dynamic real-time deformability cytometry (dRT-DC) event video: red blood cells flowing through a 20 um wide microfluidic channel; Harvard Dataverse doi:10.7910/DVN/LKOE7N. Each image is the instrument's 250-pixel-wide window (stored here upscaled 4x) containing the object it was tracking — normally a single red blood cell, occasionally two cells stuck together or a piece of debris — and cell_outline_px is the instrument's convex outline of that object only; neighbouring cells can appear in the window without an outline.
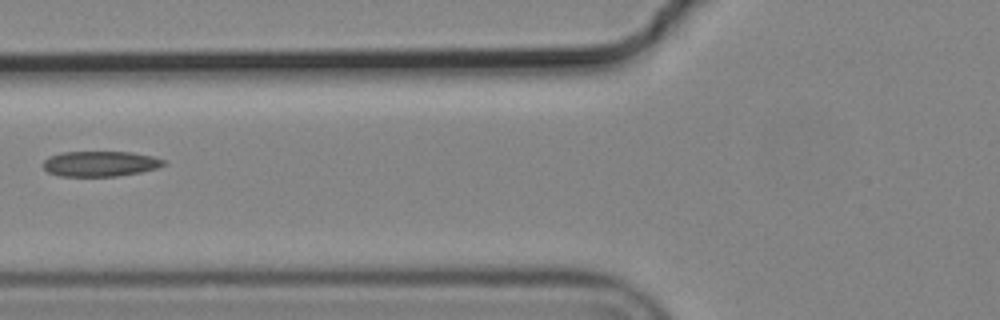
{"species": "common noctule bat (a hibernating species)", "species_latin": "Nyctalus noctula", "temperature_condition": "cold", "stored_images_in_passage": 3, "camera_frame_rate_fps": 3000, "um_per_image_px": 0.085, "animal": {"sex": "male", "body_mass_g": 19.2, "forearm_length_mm": 51.8}, "frame": {"image": 1, "passage_image": 2, "time_ms": 0.333, "image_size_px": [1000, 320], "cell_outline_px": [[168, 164], [156, 168], [140, 172], [116, 176], [60, 176], [48, 172], [44, 168], [44, 160], [48, 156], [60, 152], [132, 152], [152, 156], [164, 160]], "centroid_in_image_um": [8.51, 13.91], "position_along_channel_um": 117.3, "area_um2": 17.8}}
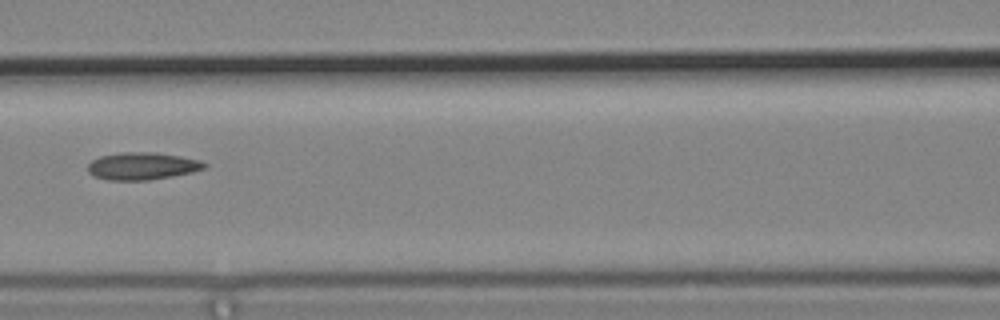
{"frame": {"image": 2, "passage_image": 3, "time_ms": 0.667, "image_size_px": [1000, 320], "cell_outline_px": [[208, 168], [192, 172], [172, 176], [148, 180], [108, 180], [92, 176], [88, 172], [88, 164], [92, 160], [100, 156], [120, 152], [156, 152], [180, 156], [200, 160], [208, 164]], "centroid_in_image_um": [12.1, 14.11], "position_along_channel_um": 154.5, "area_um2": 18.79}}